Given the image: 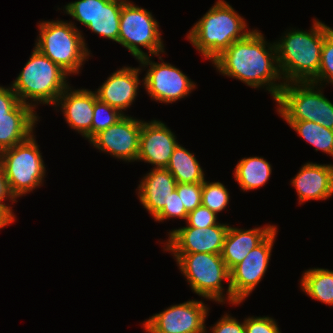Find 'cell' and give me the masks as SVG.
Returning <instances> with one entry per match:
<instances>
[{"label":"cell","mask_w":333,"mask_h":333,"mask_svg":"<svg viewBox=\"0 0 333 333\" xmlns=\"http://www.w3.org/2000/svg\"><path fill=\"white\" fill-rule=\"evenodd\" d=\"M159 28V22L145 8L126 0L120 14V30L118 42L136 59L147 56H158L165 53L164 41ZM144 47L148 52H144Z\"/></svg>","instance_id":"obj_9"},{"label":"cell","mask_w":333,"mask_h":333,"mask_svg":"<svg viewBox=\"0 0 333 333\" xmlns=\"http://www.w3.org/2000/svg\"><path fill=\"white\" fill-rule=\"evenodd\" d=\"M175 190L188 213L201 205L202 183H177Z\"/></svg>","instance_id":"obj_31"},{"label":"cell","mask_w":333,"mask_h":333,"mask_svg":"<svg viewBox=\"0 0 333 333\" xmlns=\"http://www.w3.org/2000/svg\"><path fill=\"white\" fill-rule=\"evenodd\" d=\"M38 29L34 47L69 75L81 73L82 65L92 53L74 22L45 20L40 21Z\"/></svg>","instance_id":"obj_5"},{"label":"cell","mask_w":333,"mask_h":333,"mask_svg":"<svg viewBox=\"0 0 333 333\" xmlns=\"http://www.w3.org/2000/svg\"><path fill=\"white\" fill-rule=\"evenodd\" d=\"M277 234L276 227L242 262L230 270L232 305H240L264 278Z\"/></svg>","instance_id":"obj_12"},{"label":"cell","mask_w":333,"mask_h":333,"mask_svg":"<svg viewBox=\"0 0 333 333\" xmlns=\"http://www.w3.org/2000/svg\"><path fill=\"white\" fill-rule=\"evenodd\" d=\"M39 118L36 111L21 102L10 112V118H0V152L26 141Z\"/></svg>","instance_id":"obj_21"},{"label":"cell","mask_w":333,"mask_h":333,"mask_svg":"<svg viewBox=\"0 0 333 333\" xmlns=\"http://www.w3.org/2000/svg\"><path fill=\"white\" fill-rule=\"evenodd\" d=\"M172 256L192 292L207 301L209 299L222 305L226 301L229 305L232 304L230 271L221 254L192 253L172 254ZM223 281H228L226 293H224Z\"/></svg>","instance_id":"obj_6"},{"label":"cell","mask_w":333,"mask_h":333,"mask_svg":"<svg viewBox=\"0 0 333 333\" xmlns=\"http://www.w3.org/2000/svg\"><path fill=\"white\" fill-rule=\"evenodd\" d=\"M300 287L312 299L333 307V270L309 268L302 274Z\"/></svg>","instance_id":"obj_25"},{"label":"cell","mask_w":333,"mask_h":333,"mask_svg":"<svg viewBox=\"0 0 333 333\" xmlns=\"http://www.w3.org/2000/svg\"><path fill=\"white\" fill-rule=\"evenodd\" d=\"M5 201L12 204L18 202L10 192L3 167L0 163V208L15 222L16 216L13 212V207L8 203L6 204Z\"/></svg>","instance_id":"obj_36"},{"label":"cell","mask_w":333,"mask_h":333,"mask_svg":"<svg viewBox=\"0 0 333 333\" xmlns=\"http://www.w3.org/2000/svg\"><path fill=\"white\" fill-rule=\"evenodd\" d=\"M290 182L300 205L309 200H327L333 195V164L307 162Z\"/></svg>","instance_id":"obj_18"},{"label":"cell","mask_w":333,"mask_h":333,"mask_svg":"<svg viewBox=\"0 0 333 333\" xmlns=\"http://www.w3.org/2000/svg\"><path fill=\"white\" fill-rule=\"evenodd\" d=\"M331 29L313 18L308 31L292 28L275 42L278 69L284 83L311 82L317 76L322 45Z\"/></svg>","instance_id":"obj_2"},{"label":"cell","mask_w":333,"mask_h":333,"mask_svg":"<svg viewBox=\"0 0 333 333\" xmlns=\"http://www.w3.org/2000/svg\"><path fill=\"white\" fill-rule=\"evenodd\" d=\"M311 82L321 86L333 85V28L325 36L319 72Z\"/></svg>","instance_id":"obj_29"},{"label":"cell","mask_w":333,"mask_h":333,"mask_svg":"<svg viewBox=\"0 0 333 333\" xmlns=\"http://www.w3.org/2000/svg\"><path fill=\"white\" fill-rule=\"evenodd\" d=\"M12 223H14V221L0 208V229Z\"/></svg>","instance_id":"obj_38"},{"label":"cell","mask_w":333,"mask_h":333,"mask_svg":"<svg viewBox=\"0 0 333 333\" xmlns=\"http://www.w3.org/2000/svg\"><path fill=\"white\" fill-rule=\"evenodd\" d=\"M207 306L202 300L193 299L171 305L142 321V327L146 333H207Z\"/></svg>","instance_id":"obj_11"},{"label":"cell","mask_w":333,"mask_h":333,"mask_svg":"<svg viewBox=\"0 0 333 333\" xmlns=\"http://www.w3.org/2000/svg\"><path fill=\"white\" fill-rule=\"evenodd\" d=\"M97 0H77L63 7L65 14L70 15L85 27L94 19Z\"/></svg>","instance_id":"obj_30"},{"label":"cell","mask_w":333,"mask_h":333,"mask_svg":"<svg viewBox=\"0 0 333 333\" xmlns=\"http://www.w3.org/2000/svg\"><path fill=\"white\" fill-rule=\"evenodd\" d=\"M126 0H97L94 19L86 26L95 34L118 42L120 14Z\"/></svg>","instance_id":"obj_22"},{"label":"cell","mask_w":333,"mask_h":333,"mask_svg":"<svg viewBox=\"0 0 333 333\" xmlns=\"http://www.w3.org/2000/svg\"><path fill=\"white\" fill-rule=\"evenodd\" d=\"M245 333H281L277 321L269 316H252L244 319Z\"/></svg>","instance_id":"obj_33"},{"label":"cell","mask_w":333,"mask_h":333,"mask_svg":"<svg viewBox=\"0 0 333 333\" xmlns=\"http://www.w3.org/2000/svg\"><path fill=\"white\" fill-rule=\"evenodd\" d=\"M68 76L60 66L34 47L29 60L10 86L20 102L35 111L39 104L55 105L69 86Z\"/></svg>","instance_id":"obj_4"},{"label":"cell","mask_w":333,"mask_h":333,"mask_svg":"<svg viewBox=\"0 0 333 333\" xmlns=\"http://www.w3.org/2000/svg\"><path fill=\"white\" fill-rule=\"evenodd\" d=\"M35 136L32 134L23 143L0 152L8 187L16 200L43 186L46 178L47 170Z\"/></svg>","instance_id":"obj_8"},{"label":"cell","mask_w":333,"mask_h":333,"mask_svg":"<svg viewBox=\"0 0 333 333\" xmlns=\"http://www.w3.org/2000/svg\"><path fill=\"white\" fill-rule=\"evenodd\" d=\"M97 100L95 91L68 86L55 103L60 107L66 123L71 129L80 133L88 142L91 140V125L94 102Z\"/></svg>","instance_id":"obj_17"},{"label":"cell","mask_w":333,"mask_h":333,"mask_svg":"<svg viewBox=\"0 0 333 333\" xmlns=\"http://www.w3.org/2000/svg\"><path fill=\"white\" fill-rule=\"evenodd\" d=\"M178 144L175 133L164 122L156 119L148 122L142 120L136 161H144L153 165V168H166Z\"/></svg>","instance_id":"obj_15"},{"label":"cell","mask_w":333,"mask_h":333,"mask_svg":"<svg viewBox=\"0 0 333 333\" xmlns=\"http://www.w3.org/2000/svg\"><path fill=\"white\" fill-rule=\"evenodd\" d=\"M247 20L225 0L216 3L188 31L186 38L211 62L233 42L243 39L252 30Z\"/></svg>","instance_id":"obj_3"},{"label":"cell","mask_w":333,"mask_h":333,"mask_svg":"<svg viewBox=\"0 0 333 333\" xmlns=\"http://www.w3.org/2000/svg\"><path fill=\"white\" fill-rule=\"evenodd\" d=\"M139 182L138 199L154 218L168 204L177 181L166 168H152Z\"/></svg>","instance_id":"obj_19"},{"label":"cell","mask_w":333,"mask_h":333,"mask_svg":"<svg viewBox=\"0 0 333 333\" xmlns=\"http://www.w3.org/2000/svg\"><path fill=\"white\" fill-rule=\"evenodd\" d=\"M152 57L147 56L137 61L141 69L147 68L142 84L151 100L168 105L188 97L196 89V83L179 68L164 62L162 55H158L160 63L152 61Z\"/></svg>","instance_id":"obj_10"},{"label":"cell","mask_w":333,"mask_h":333,"mask_svg":"<svg viewBox=\"0 0 333 333\" xmlns=\"http://www.w3.org/2000/svg\"><path fill=\"white\" fill-rule=\"evenodd\" d=\"M212 64L223 76L236 78L254 89H265L275 101L284 86L278 69L275 42L268 43L257 29L233 42Z\"/></svg>","instance_id":"obj_1"},{"label":"cell","mask_w":333,"mask_h":333,"mask_svg":"<svg viewBox=\"0 0 333 333\" xmlns=\"http://www.w3.org/2000/svg\"><path fill=\"white\" fill-rule=\"evenodd\" d=\"M20 103L13 88L0 85V118H10V112Z\"/></svg>","instance_id":"obj_37"},{"label":"cell","mask_w":333,"mask_h":333,"mask_svg":"<svg viewBox=\"0 0 333 333\" xmlns=\"http://www.w3.org/2000/svg\"><path fill=\"white\" fill-rule=\"evenodd\" d=\"M277 226L268 224L251 229L228 228L221 252L228 270L244 260L249 252L258 246Z\"/></svg>","instance_id":"obj_20"},{"label":"cell","mask_w":333,"mask_h":333,"mask_svg":"<svg viewBox=\"0 0 333 333\" xmlns=\"http://www.w3.org/2000/svg\"><path fill=\"white\" fill-rule=\"evenodd\" d=\"M188 212L186 211L184 205L182 204L181 198L174 190L171 193L170 200L168 204H165L164 208L154 217L156 222H164V220H170L171 218H178L187 220Z\"/></svg>","instance_id":"obj_32"},{"label":"cell","mask_w":333,"mask_h":333,"mask_svg":"<svg viewBox=\"0 0 333 333\" xmlns=\"http://www.w3.org/2000/svg\"><path fill=\"white\" fill-rule=\"evenodd\" d=\"M229 191L223 183L210 182L204 180L202 183V197L201 205L213 211L216 215L224 211L229 205L230 195Z\"/></svg>","instance_id":"obj_27"},{"label":"cell","mask_w":333,"mask_h":333,"mask_svg":"<svg viewBox=\"0 0 333 333\" xmlns=\"http://www.w3.org/2000/svg\"><path fill=\"white\" fill-rule=\"evenodd\" d=\"M142 120L128 114L96 134L89 143L99 151L124 162H134L139 155Z\"/></svg>","instance_id":"obj_13"},{"label":"cell","mask_w":333,"mask_h":333,"mask_svg":"<svg viewBox=\"0 0 333 333\" xmlns=\"http://www.w3.org/2000/svg\"><path fill=\"white\" fill-rule=\"evenodd\" d=\"M211 333H245V325L230 314H224L213 326Z\"/></svg>","instance_id":"obj_35"},{"label":"cell","mask_w":333,"mask_h":333,"mask_svg":"<svg viewBox=\"0 0 333 333\" xmlns=\"http://www.w3.org/2000/svg\"><path fill=\"white\" fill-rule=\"evenodd\" d=\"M272 165L264 157H245L237 162L234 169L235 181L243 192L264 186L269 180Z\"/></svg>","instance_id":"obj_23"},{"label":"cell","mask_w":333,"mask_h":333,"mask_svg":"<svg viewBox=\"0 0 333 333\" xmlns=\"http://www.w3.org/2000/svg\"><path fill=\"white\" fill-rule=\"evenodd\" d=\"M302 139L333 157V130L312 121H286Z\"/></svg>","instance_id":"obj_26"},{"label":"cell","mask_w":333,"mask_h":333,"mask_svg":"<svg viewBox=\"0 0 333 333\" xmlns=\"http://www.w3.org/2000/svg\"><path fill=\"white\" fill-rule=\"evenodd\" d=\"M217 215L207 207L200 205L195 210L188 213L186 224L194 228H207L217 225Z\"/></svg>","instance_id":"obj_34"},{"label":"cell","mask_w":333,"mask_h":333,"mask_svg":"<svg viewBox=\"0 0 333 333\" xmlns=\"http://www.w3.org/2000/svg\"><path fill=\"white\" fill-rule=\"evenodd\" d=\"M140 72L142 73L140 67L122 66L97 88L95 91L97 99L124 114V111L135 102L140 83H143V80H139Z\"/></svg>","instance_id":"obj_16"},{"label":"cell","mask_w":333,"mask_h":333,"mask_svg":"<svg viewBox=\"0 0 333 333\" xmlns=\"http://www.w3.org/2000/svg\"><path fill=\"white\" fill-rule=\"evenodd\" d=\"M166 169L177 183H203L205 173L194 153L178 144L170 157Z\"/></svg>","instance_id":"obj_24"},{"label":"cell","mask_w":333,"mask_h":333,"mask_svg":"<svg viewBox=\"0 0 333 333\" xmlns=\"http://www.w3.org/2000/svg\"><path fill=\"white\" fill-rule=\"evenodd\" d=\"M322 89L312 82L284 83L275 101L277 113L284 121H312L333 130V103Z\"/></svg>","instance_id":"obj_7"},{"label":"cell","mask_w":333,"mask_h":333,"mask_svg":"<svg viewBox=\"0 0 333 333\" xmlns=\"http://www.w3.org/2000/svg\"><path fill=\"white\" fill-rule=\"evenodd\" d=\"M124 115L125 114H122L118 109L97 99L94 102L91 139L99 132L104 131L109 126L115 124Z\"/></svg>","instance_id":"obj_28"},{"label":"cell","mask_w":333,"mask_h":333,"mask_svg":"<svg viewBox=\"0 0 333 333\" xmlns=\"http://www.w3.org/2000/svg\"><path fill=\"white\" fill-rule=\"evenodd\" d=\"M229 224L218 223L207 228L180 227L171 229L164 251L171 254L209 253L221 254Z\"/></svg>","instance_id":"obj_14"}]
</instances>
